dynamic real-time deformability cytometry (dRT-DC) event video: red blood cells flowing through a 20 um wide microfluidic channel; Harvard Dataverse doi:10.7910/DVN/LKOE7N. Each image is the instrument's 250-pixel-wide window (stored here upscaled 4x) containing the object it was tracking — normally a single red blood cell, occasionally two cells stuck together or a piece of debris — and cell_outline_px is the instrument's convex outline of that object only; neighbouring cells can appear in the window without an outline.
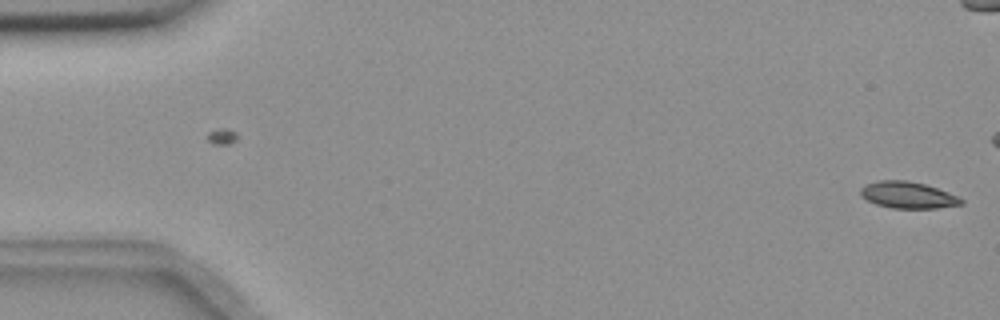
{"species": "common noctule bat (a hibernating species)", "species_latin": "Nyctalus noctula", "temperature_condition": "room temperature", "stored_images_in_passage": 6, "camera_frame_rate_fps": 3000, "um_per_image_px": 0.085, "animal": {"sex": "female", "body_mass_g": 18.4}, "frame": {"image": 1, "passage_image": 6, "time_ms": 1.667, "image_size_px": [1000, 320], "cell_outline_px": [[964, 204], [936, 208], [892, 208], [876, 204], [860, 196], [860, 188], [864, 184], [880, 180], [908, 180], [924, 184], [960, 196], [964, 200]], "centroid_in_image_um": [77.17, 16.57], "position_along_channel_um": 7.8, "area_um2": 15.72}}